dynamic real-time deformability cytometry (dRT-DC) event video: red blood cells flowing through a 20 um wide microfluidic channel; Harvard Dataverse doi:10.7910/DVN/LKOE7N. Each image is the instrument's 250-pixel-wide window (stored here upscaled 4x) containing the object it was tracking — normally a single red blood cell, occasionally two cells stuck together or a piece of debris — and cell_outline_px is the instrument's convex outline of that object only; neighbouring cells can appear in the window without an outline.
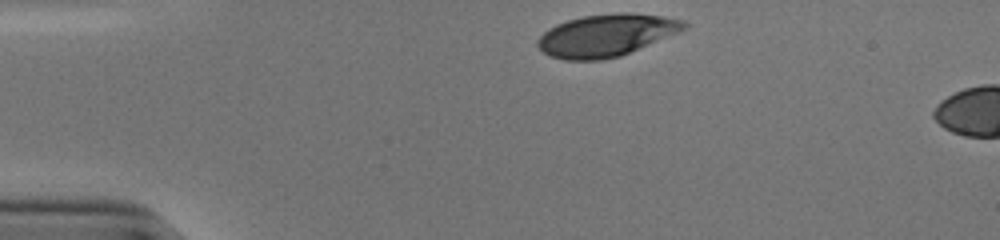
{"species": "human", "species_latin": "Homo sapiens", "temperature_condition": "cold", "stored_images_in_passage": 4, "camera_frame_rate_fps": 3000, "um_per_image_px": 0.085, "donor": {"sex": "male"}, "frame": {"image": 1, "passage_image": 1, "time_ms": 0.0, "image_size_px": [1000, 240], "cell_outline_px": [[688, 28], [680, 32], [620, 56], [600, 60], [564, 60], [552, 56], [544, 52], [536, 44], [536, 40], [548, 28], [556, 24], [568, 20], [584, 16], [620, 12], [624, 12], [660, 16], [684, 20], [688, 24]], "centroid_in_image_um": [51.54, 3.0], "position_along_channel_um": 33.5, "area_um2": 35.89}}